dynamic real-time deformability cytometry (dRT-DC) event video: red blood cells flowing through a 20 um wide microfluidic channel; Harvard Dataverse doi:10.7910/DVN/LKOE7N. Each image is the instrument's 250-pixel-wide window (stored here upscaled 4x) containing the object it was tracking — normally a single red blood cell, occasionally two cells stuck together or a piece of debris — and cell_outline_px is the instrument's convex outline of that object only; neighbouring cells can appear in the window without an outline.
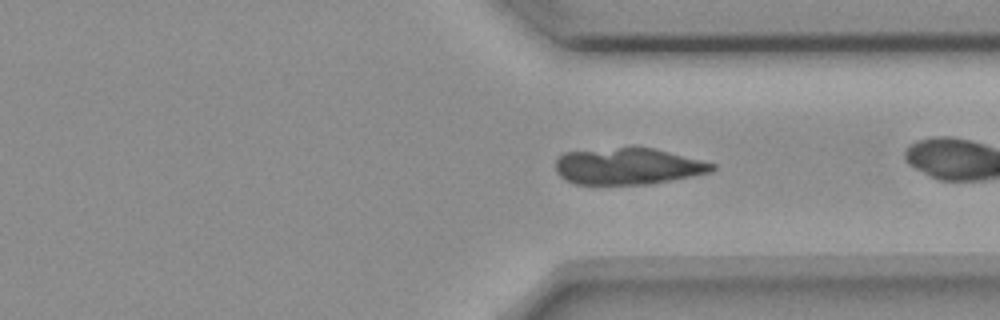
{"species": "common noctule bat (a hibernating species)", "species_latin": "Nyctalus noctula", "temperature_condition": "room temperature", "stored_images_in_passage": 40, "camera_frame_rate_fps": 3000, "um_per_image_px": 0.085, "animal": {"sex": "female", "body_mass_g": 18.4}, "frame": {"image": 1, "passage_image": 38, "time_ms": 12.333, "image_size_px": [1000, 320], "cell_outline_px": [[716, 168], [708, 172], [648, 184], [576, 184], [564, 180], [556, 172], [556, 156], [564, 152], [632, 144], [656, 148], [716, 164]], "centroid_in_image_um": [53.29, 14.08], "position_along_channel_um": 358.1, "area_um2": 34.1}}